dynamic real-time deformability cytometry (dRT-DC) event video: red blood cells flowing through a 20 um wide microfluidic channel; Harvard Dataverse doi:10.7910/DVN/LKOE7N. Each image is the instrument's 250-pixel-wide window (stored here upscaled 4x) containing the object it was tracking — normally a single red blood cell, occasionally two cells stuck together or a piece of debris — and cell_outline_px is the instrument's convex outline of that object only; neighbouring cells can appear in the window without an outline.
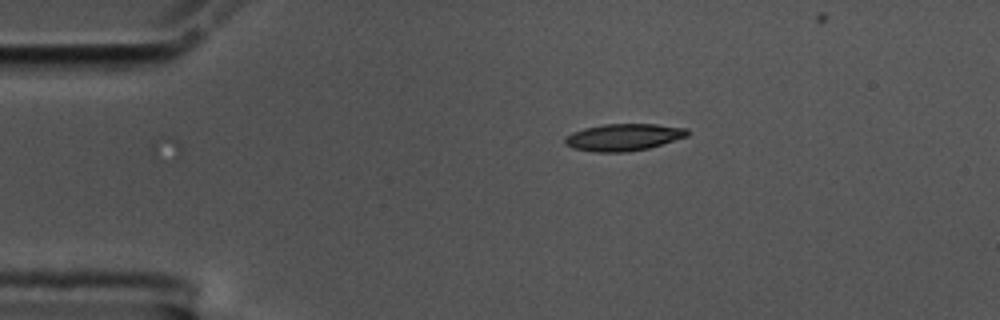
{"species": "common noctule bat (a hibernating species)", "species_latin": "Nyctalus noctula", "temperature_condition": "cold", "stored_images_in_passage": 40, "camera_frame_rate_fps": 3000, "um_per_image_px": 0.085, "animal": {"sex": "male", "body_mass_g": 17.5, "forearm_length_mm": 52.3}, "frame": {"image": 1, "passage_image": 1, "time_ms": 0.0, "image_size_px": [1000, 320], "cell_outline_px": [[688, 136], [648, 148], [624, 152], [596, 152], [572, 148], [564, 144], [564, 140], [572, 132], [584, 128], [604, 124], [656, 124], [688, 128]], "centroid_in_image_um": [52.99, 11.66], "position_along_channel_um": 32.0, "area_um2": 19.19}}
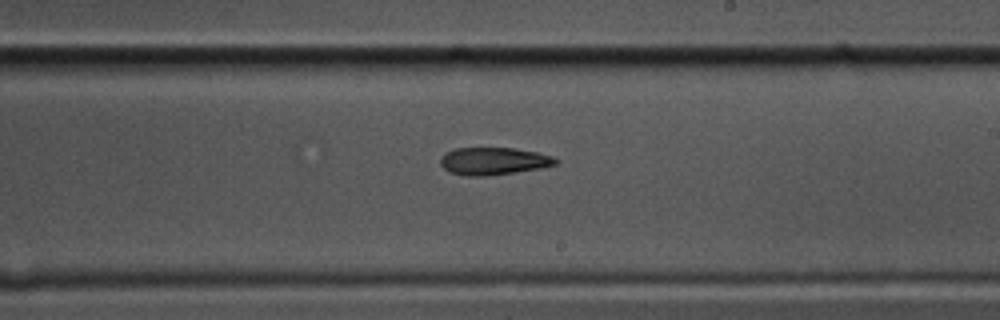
{"frame": {"image": 2, "passage_image": 23, "time_ms": 7.333, "image_size_px": [1000, 320], "cell_outline_px": [[556, 164], [540, 168], [484, 176], [464, 176], [448, 172], [440, 164], [440, 156], [444, 152], [456, 148], [512, 148], [536, 152], [552, 156], [556, 160]], "centroid_in_image_um": [41.86, 13.69], "position_along_channel_um": 247.1, "area_um2": 18.32}}
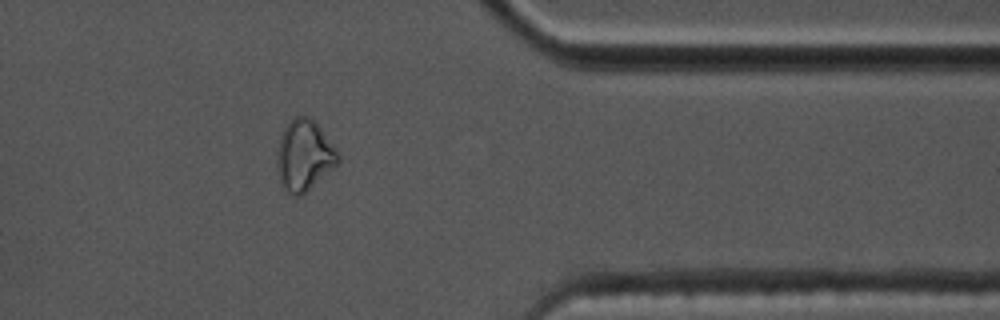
{"frame": {"image": 3, "passage_image": 36, "time_ms": 11.667, "image_size_px": [1000, 320], "cell_outline_px": [[340, 160], [336, 164], [300, 196], [296, 196], [288, 192], [284, 188], [280, 180], [276, 168], [276, 152], [280, 136], [284, 128], [296, 116], [304, 112], [312, 116], [316, 120], [340, 156]], "centroid_in_image_um": [25.82, 13.13], "position_along_channel_um": 385.6, "area_um2": 25.14}}